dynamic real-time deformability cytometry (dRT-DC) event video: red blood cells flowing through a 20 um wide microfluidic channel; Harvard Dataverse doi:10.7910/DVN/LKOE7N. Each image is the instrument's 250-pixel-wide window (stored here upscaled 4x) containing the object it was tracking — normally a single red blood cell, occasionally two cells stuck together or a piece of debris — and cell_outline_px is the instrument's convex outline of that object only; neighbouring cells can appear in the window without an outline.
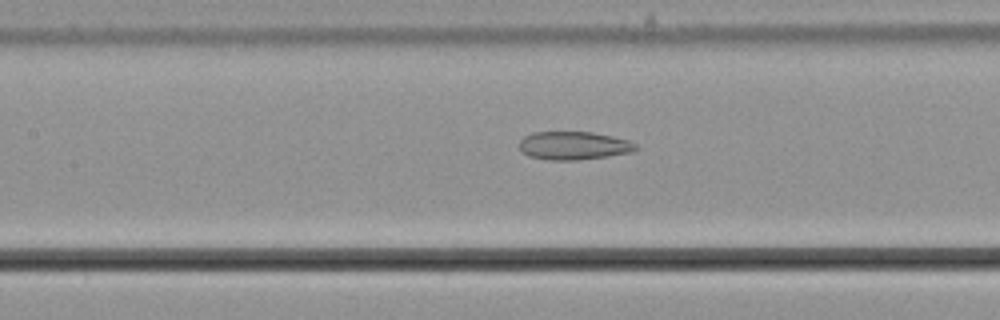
{"species": "common noctule bat (a hibernating species)", "species_latin": "Nyctalus noctula", "temperature_condition": "cold", "stored_images_in_passage": 47, "camera_frame_rate_fps": 3000, "um_per_image_px": 0.085, "animal": {"sex": "male", "body_mass_g": 21.5, "forearm_length_mm": 52.0}, "frame": {"image": 1, "passage_image": 17, "time_ms": 5.333, "image_size_px": [1000, 320], "cell_outline_px": [[636, 148], [632, 152], [608, 156], [576, 160], [548, 160], [528, 156], [520, 148], [520, 140], [524, 136], [532, 132], [592, 132], [612, 136], [628, 140], [636, 144]], "centroid_in_image_um": [48.75, 12.37], "position_along_channel_um": 158.7, "area_um2": 19.07}}
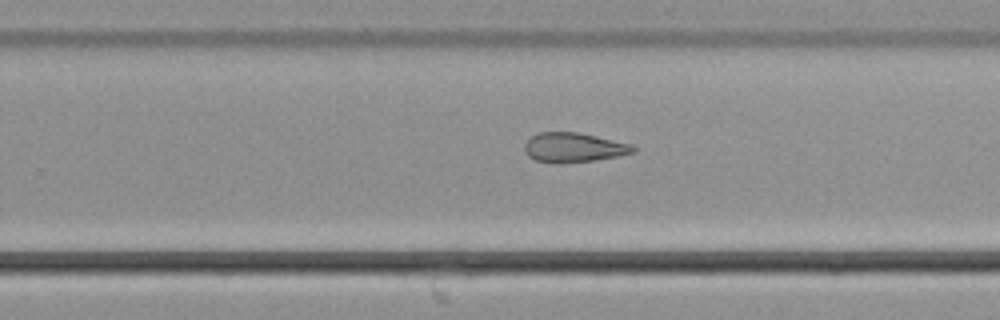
{"frame": {"image": 2, "passage_image": 27, "time_ms": 8.667, "image_size_px": [1000, 320], "cell_outline_px": [[636, 152], [616, 156], [592, 160], [560, 164], [552, 164], [536, 160], [528, 156], [524, 148], [524, 144], [536, 132], [580, 132], [632, 144], [636, 148]], "centroid_in_image_um": [48.75, 12.53], "position_along_channel_um": 281.1, "area_um2": 18.84}}
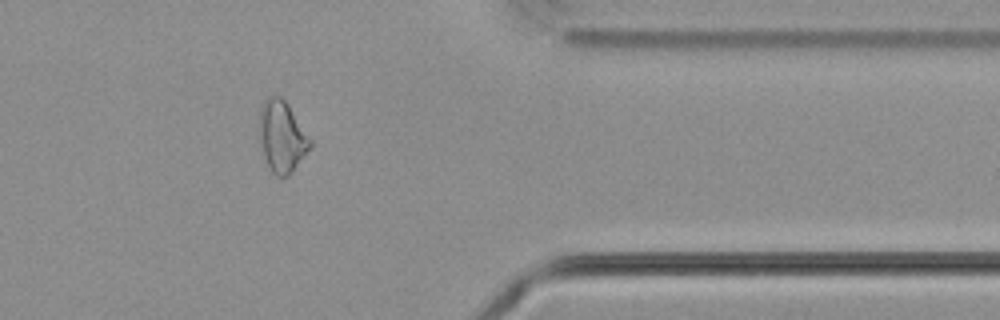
{"frame": {"image": 3, "passage_image": 37, "time_ms": 12.0, "image_size_px": [1000, 320], "cell_outline_px": [[312, 144], [292, 172], [288, 176], [276, 176], [272, 172], [268, 164], [264, 152], [260, 136], [260, 112], [264, 100], [268, 96], [280, 96], [288, 104], [312, 140]], "centroid_in_image_um": [23.99, 11.59], "position_along_channel_um": 387.4, "area_um2": 20.58}, "authors_computed_cell_mechanics": {"area_um2": 20.5768, "velocity_mm_per_s": 3.6805, "shape_relaxation_time_tau1_ms": null, "shape_relaxation_time_tau2_ms": 3.6108, "deformation_change_tau1": null, "deformation_change_tau2": 0.1082}}